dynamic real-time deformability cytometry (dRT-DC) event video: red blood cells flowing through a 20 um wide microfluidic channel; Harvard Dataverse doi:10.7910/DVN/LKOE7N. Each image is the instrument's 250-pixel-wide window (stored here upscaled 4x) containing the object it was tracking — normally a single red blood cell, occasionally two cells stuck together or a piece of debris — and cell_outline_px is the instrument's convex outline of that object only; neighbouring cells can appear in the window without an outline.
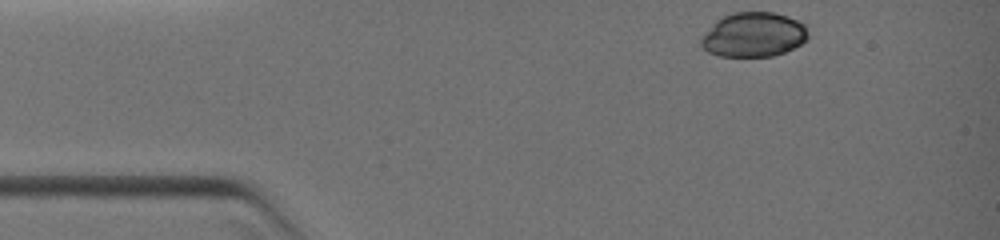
{"species": "common noctule bat (a hibernating species)", "species_latin": "Nyctalus noctula", "temperature_condition": "warm", "stored_images_in_passage": 6, "camera_frame_rate_fps": 3000, "um_per_image_px": 0.085, "animal": {"sex": "female", "body_mass_g": 19.0, "forearm_length_mm": 51.5}, "frame": {"image": 1, "passage_image": 1, "time_ms": 0.0, "image_size_px": [1000, 240], "cell_outline_px": [[808, 36], [800, 44], [784, 52], [772, 56], [720, 56], [708, 52], [700, 44], [700, 36], [716, 20], [732, 12], [772, 12], [788, 16], [808, 24]], "centroid_in_image_um": [64.05, 2.93], "position_along_channel_um": 21.0, "area_um2": 27.98}}